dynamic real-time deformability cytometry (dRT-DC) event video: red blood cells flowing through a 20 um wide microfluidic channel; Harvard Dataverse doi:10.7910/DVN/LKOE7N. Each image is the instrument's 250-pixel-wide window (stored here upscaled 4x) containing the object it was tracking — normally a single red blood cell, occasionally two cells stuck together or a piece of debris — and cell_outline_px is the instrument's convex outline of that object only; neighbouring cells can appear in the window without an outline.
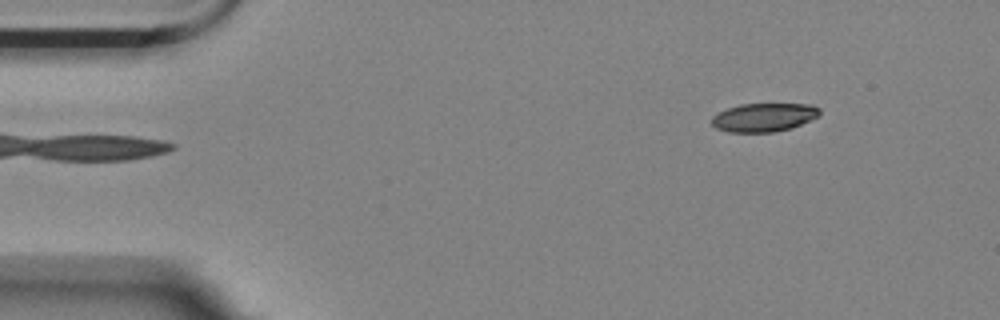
{"species": "Egyptian fruit bat (a non-hibernating species)", "species_latin": "Rousettus aegyptiacus", "temperature_condition": "room temperature", "stored_images_in_passage": 51, "camera_frame_rate_fps": 3000, "um_per_image_px": 0.085, "animal": {"sex": "female"}, "frame": {"image": 1, "passage_image": 1, "time_ms": 0.0, "image_size_px": [1000, 320], "cell_outline_px": [[820, 116], [800, 124], [788, 128], [772, 132], [728, 132], [716, 128], [712, 124], [712, 116], [728, 108], [740, 104], [812, 104], [820, 108]], "centroid_in_image_um": [64.94, 9.97], "position_along_channel_um": 20.1, "area_um2": 17.8}}
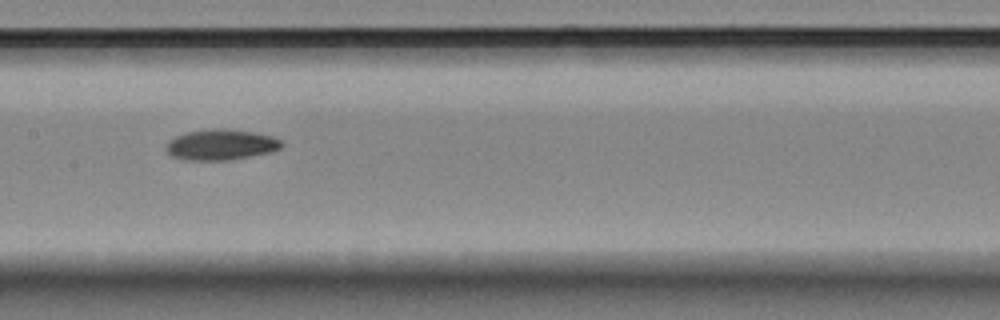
{"frame": {"image": 2, "passage_image": 22, "time_ms": 7.0, "image_size_px": [1000, 320], "cell_outline_px": [[284, 144], [280, 148], [268, 152], [228, 160], [184, 160], [172, 156], [164, 148], [168, 140], [176, 136], [188, 132], [212, 128], [224, 128], [252, 132], [272, 136], [280, 140]], "centroid_in_image_um": [18.73, 12.29], "position_along_channel_um": 188.7, "area_um2": 20.52}}
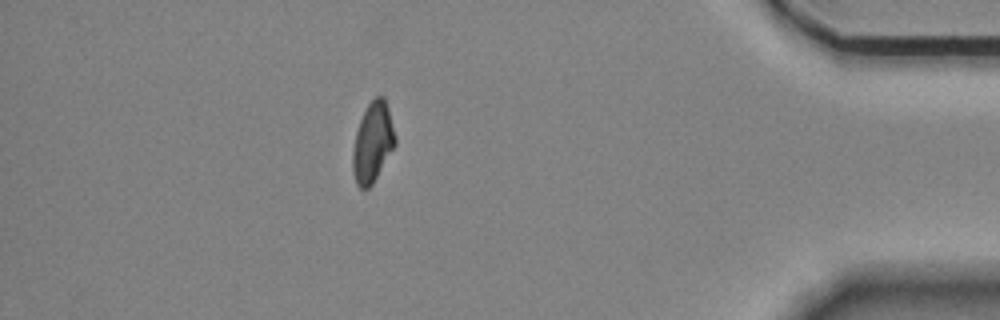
{"frame": {"image": 3, "passage_image": 44, "time_ms": 14.333, "image_size_px": [1000, 320], "cell_outline_px": [[396, 144], [372, 184], [368, 188], [360, 188], [356, 184], [352, 172], [352, 152], [356, 132], [360, 120], [368, 104], [376, 96], [384, 96], [388, 108], [396, 136]], "centroid_in_image_um": [31.67, 12.11], "position_along_channel_um": 403.5, "area_um2": 19.65}, "authors_computed_cell_mechanics": {"area_um2": 19.8254, "velocity_mm_per_s": 3.5315, "shape_relaxation_time_tau1_ms": 6.976, "shape_relaxation_time_tau2_ms": 7.5101, "deformation_change_tau1": 0.1589, "deformation_change_tau2": 0.1113}}